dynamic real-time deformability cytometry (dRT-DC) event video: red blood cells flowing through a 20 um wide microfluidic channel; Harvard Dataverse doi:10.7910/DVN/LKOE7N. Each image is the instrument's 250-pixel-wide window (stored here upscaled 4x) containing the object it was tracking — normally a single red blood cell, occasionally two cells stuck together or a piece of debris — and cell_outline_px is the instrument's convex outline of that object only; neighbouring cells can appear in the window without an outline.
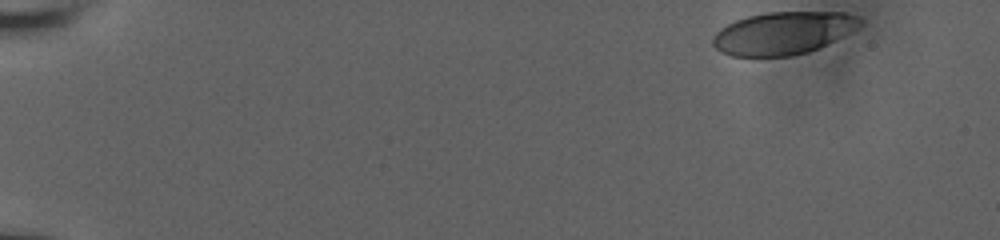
{"species": "human", "species_latin": "Homo sapiens", "temperature_condition": "room temperature", "stored_images_in_passage": 45, "camera_frame_rate_fps": 3000, "um_per_image_px": 0.085, "donor": {"sex": "male"}, "frame": {"image": 1, "passage_image": 1, "time_ms": 0.0, "image_size_px": [1000, 240], "cell_outline_px": [[864, 20], [856, 28], [808, 52], [788, 56], [732, 56], [720, 52], [712, 44], [712, 36], [720, 28], [736, 20], [748, 16], [768, 12], [844, 12], [860, 16]], "centroid_in_image_um": [66.52, 2.8], "position_along_channel_um": 18.5, "area_um2": 36.24}}
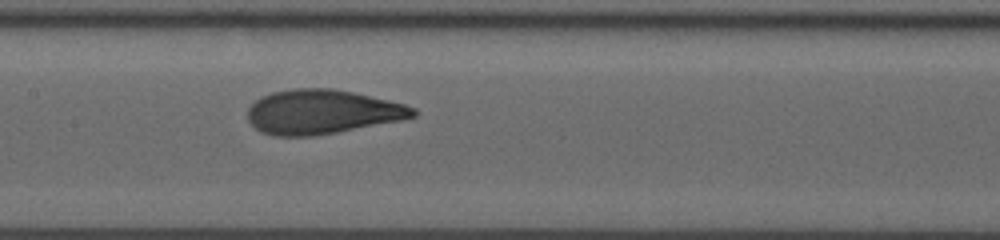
{"frame": {"image": 2, "passage_image": 26, "time_ms": 8.333, "image_size_px": [1000, 240], "cell_outline_px": [[416, 116], [404, 120], [336, 132], [312, 136], [272, 136], [260, 132], [248, 120], [248, 108], [260, 96], [272, 92], [296, 88], [332, 88], [352, 92], [388, 100], [404, 104], [416, 108]], "centroid_in_image_um": [27.37, 9.51], "position_along_channel_um": 180.0, "area_um2": 42.77}}
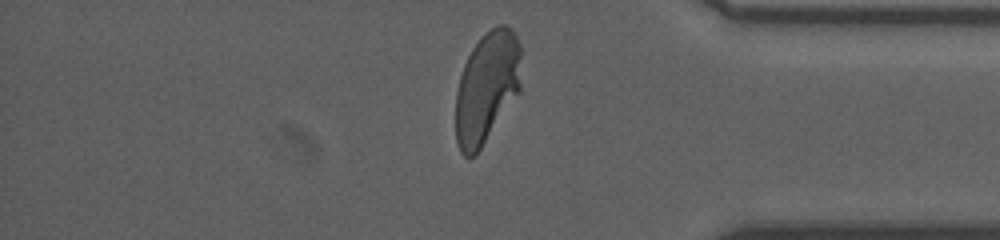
{"frame": {"image": 3, "passage_image": 44, "time_ms": 14.333, "image_size_px": [1000, 240], "cell_outline_px": [[520, 92], [480, 148], [468, 160], [460, 152], [456, 140], [456, 92], [460, 76], [464, 64], [472, 48], [480, 36], [496, 24], [504, 24], [512, 28], [516, 32], [520, 44]], "centroid_in_image_um": [41.38, 7.38], "position_along_channel_um": 393.8, "area_um2": 42.83}, "authors_computed_cell_mechanics": {"area_um2": 42.1362, "velocity_mm_per_s": 3.8161, "shape_relaxation_time_tau1_ms": 3.1101, "shape_relaxation_time_tau2_ms": null, "deformation_change_tau1": 0.1842, "deformation_change_tau2": null}}